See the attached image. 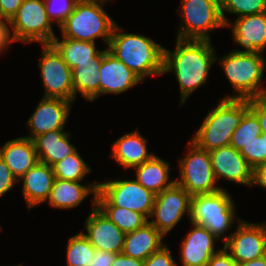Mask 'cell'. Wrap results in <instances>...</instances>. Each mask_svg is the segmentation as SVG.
Masks as SVG:
<instances>
[{"label": "cell", "mask_w": 266, "mask_h": 266, "mask_svg": "<svg viewBox=\"0 0 266 266\" xmlns=\"http://www.w3.org/2000/svg\"><path fill=\"white\" fill-rule=\"evenodd\" d=\"M99 73V97L107 94L121 95L143 82L107 49L103 52Z\"/></svg>", "instance_id": "cell-19"}, {"label": "cell", "mask_w": 266, "mask_h": 266, "mask_svg": "<svg viewBox=\"0 0 266 266\" xmlns=\"http://www.w3.org/2000/svg\"><path fill=\"white\" fill-rule=\"evenodd\" d=\"M231 31V38L236 47V52L255 53L266 51V12L244 15L226 25ZM242 48V49H240Z\"/></svg>", "instance_id": "cell-17"}, {"label": "cell", "mask_w": 266, "mask_h": 266, "mask_svg": "<svg viewBox=\"0 0 266 266\" xmlns=\"http://www.w3.org/2000/svg\"><path fill=\"white\" fill-rule=\"evenodd\" d=\"M206 266H237V262L222 248L217 254L211 257Z\"/></svg>", "instance_id": "cell-41"}, {"label": "cell", "mask_w": 266, "mask_h": 266, "mask_svg": "<svg viewBox=\"0 0 266 266\" xmlns=\"http://www.w3.org/2000/svg\"><path fill=\"white\" fill-rule=\"evenodd\" d=\"M52 170L55 178L78 182H87L86 175L92 172L78 150L53 164Z\"/></svg>", "instance_id": "cell-29"}, {"label": "cell", "mask_w": 266, "mask_h": 266, "mask_svg": "<svg viewBox=\"0 0 266 266\" xmlns=\"http://www.w3.org/2000/svg\"><path fill=\"white\" fill-rule=\"evenodd\" d=\"M78 0H44L47 15L52 24L59 28L73 12Z\"/></svg>", "instance_id": "cell-34"}, {"label": "cell", "mask_w": 266, "mask_h": 266, "mask_svg": "<svg viewBox=\"0 0 266 266\" xmlns=\"http://www.w3.org/2000/svg\"><path fill=\"white\" fill-rule=\"evenodd\" d=\"M99 182L96 206H118L143 214L149 219L156 194L145 189L135 178H107Z\"/></svg>", "instance_id": "cell-9"}, {"label": "cell", "mask_w": 266, "mask_h": 266, "mask_svg": "<svg viewBox=\"0 0 266 266\" xmlns=\"http://www.w3.org/2000/svg\"><path fill=\"white\" fill-rule=\"evenodd\" d=\"M117 254L96 249L90 266H112Z\"/></svg>", "instance_id": "cell-42"}, {"label": "cell", "mask_w": 266, "mask_h": 266, "mask_svg": "<svg viewBox=\"0 0 266 266\" xmlns=\"http://www.w3.org/2000/svg\"><path fill=\"white\" fill-rule=\"evenodd\" d=\"M226 189L191 196L188 219V222L207 228L222 244L232 234L230 230L235 223L242 220L236 213V200Z\"/></svg>", "instance_id": "cell-6"}, {"label": "cell", "mask_w": 266, "mask_h": 266, "mask_svg": "<svg viewBox=\"0 0 266 266\" xmlns=\"http://www.w3.org/2000/svg\"><path fill=\"white\" fill-rule=\"evenodd\" d=\"M171 251V248L166 243L144 261V266H179Z\"/></svg>", "instance_id": "cell-36"}, {"label": "cell", "mask_w": 266, "mask_h": 266, "mask_svg": "<svg viewBox=\"0 0 266 266\" xmlns=\"http://www.w3.org/2000/svg\"><path fill=\"white\" fill-rule=\"evenodd\" d=\"M164 47L148 35L124 32L117 23L107 50L144 82L152 76H163Z\"/></svg>", "instance_id": "cell-2"}, {"label": "cell", "mask_w": 266, "mask_h": 266, "mask_svg": "<svg viewBox=\"0 0 266 266\" xmlns=\"http://www.w3.org/2000/svg\"><path fill=\"white\" fill-rule=\"evenodd\" d=\"M86 183V184H85ZM99 182H78L54 179L49 199L46 201L51 208L73 210L92 195L96 198Z\"/></svg>", "instance_id": "cell-22"}, {"label": "cell", "mask_w": 266, "mask_h": 266, "mask_svg": "<svg viewBox=\"0 0 266 266\" xmlns=\"http://www.w3.org/2000/svg\"><path fill=\"white\" fill-rule=\"evenodd\" d=\"M91 199V212L84 222L85 230L80 231L95 249L122 253L126 234L96 206V198Z\"/></svg>", "instance_id": "cell-14"}, {"label": "cell", "mask_w": 266, "mask_h": 266, "mask_svg": "<svg viewBox=\"0 0 266 266\" xmlns=\"http://www.w3.org/2000/svg\"><path fill=\"white\" fill-rule=\"evenodd\" d=\"M212 169L219 184L221 180L245 187L252 186L253 169L241 153L231 145L209 151ZM220 180V181H219Z\"/></svg>", "instance_id": "cell-16"}, {"label": "cell", "mask_w": 266, "mask_h": 266, "mask_svg": "<svg viewBox=\"0 0 266 266\" xmlns=\"http://www.w3.org/2000/svg\"><path fill=\"white\" fill-rule=\"evenodd\" d=\"M108 3L113 2L107 0H78L73 12L58 28L61 36L95 43L100 38V41L105 45L104 47L107 48L117 24L116 20L106 11L105 7Z\"/></svg>", "instance_id": "cell-5"}, {"label": "cell", "mask_w": 266, "mask_h": 266, "mask_svg": "<svg viewBox=\"0 0 266 266\" xmlns=\"http://www.w3.org/2000/svg\"><path fill=\"white\" fill-rule=\"evenodd\" d=\"M23 0H0V17L11 21Z\"/></svg>", "instance_id": "cell-40"}, {"label": "cell", "mask_w": 266, "mask_h": 266, "mask_svg": "<svg viewBox=\"0 0 266 266\" xmlns=\"http://www.w3.org/2000/svg\"><path fill=\"white\" fill-rule=\"evenodd\" d=\"M179 176L176 183L191 196L209 194L223 189L215 178L209 151L201 149L190 139L183 158L178 159Z\"/></svg>", "instance_id": "cell-8"}, {"label": "cell", "mask_w": 266, "mask_h": 266, "mask_svg": "<svg viewBox=\"0 0 266 266\" xmlns=\"http://www.w3.org/2000/svg\"><path fill=\"white\" fill-rule=\"evenodd\" d=\"M237 266H266V255L252 261L237 263Z\"/></svg>", "instance_id": "cell-45"}, {"label": "cell", "mask_w": 266, "mask_h": 266, "mask_svg": "<svg viewBox=\"0 0 266 266\" xmlns=\"http://www.w3.org/2000/svg\"><path fill=\"white\" fill-rule=\"evenodd\" d=\"M261 134L262 130L257 116L249 109L244 114L239 126L234 130L230 145L240 151L243 145H246Z\"/></svg>", "instance_id": "cell-33"}, {"label": "cell", "mask_w": 266, "mask_h": 266, "mask_svg": "<svg viewBox=\"0 0 266 266\" xmlns=\"http://www.w3.org/2000/svg\"><path fill=\"white\" fill-rule=\"evenodd\" d=\"M216 63L220 65L233 90V94H225L223 98L249 100L264 96L266 91V85H264L266 57L264 53H244L230 50L222 56L216 54Z\"/></svg>", "instance_id": "cell-3"}, {"label": "cell", "mask_w": 266, "mask_h": 266, "mask_svg": "<svg viewBox=\"0 0 266 266\" xmlns=\"http://www.w3.org/2000/svg\"><path fill=\"white\" fill-rule=\"evenodd\" d=\"M112 266H144V261L128 257L123 253H118Z\"/></svg>", "instance_id": "cell-44"}, {"label": "cell", "mask_w": 266, "mask_h": 266, "mask_svg": "<svg viewBox=\"0 0 266 266\" xmlns=\"http://www.w3.org/2000/svg\"><path fill=\"white\" fill-rule=\"evenodd\" d=\"M102 59L103 53L92 64H78L72 69L74 102L80 94L85 102H94L99 98V69Z\"/></svg>", "instance_id": "cell-28"}, {"label": "cell", "mask_w": 266, "mask_h": 266, "mask_svg": "<svg viewBox=\"0 0 266 266\" xmlns=\"http://www.w3.org/2000/svg\"><path fill=\"white\" fill-rule=\"evenodd\" d=\"M70 139L71 132L65 129H56L35 137L33 142L39 162L52 166L76 152L78 148L70 142Z\"/></svg>", "instance_id": "cell-24"}, {"label": "cell", "mask_w": 266, "mask_h": 266, "mask_svg": "<svg viewBox=\"0 0 266 266\" xmlns=\"http://www.w3.org/2000/svg\"><path fill=\"white\" fill-rule=\"evenodd\" d=\"M62 55L63 60L72 70L76 65L92 64L107 49L97 48L95 42L78 41L56 36L51 43Z\"/></svg>", "instance_id": "cell-27"}, {"label": "cell", "mask_w": 266, "mask_h": 266, "mask_svg": "<svg viewBox=\"0 0 266 266\" xmlns=\"http://www.w3.org/2000/svg\"><path fill=\"white\" fill-rule=\"evenodd\" d=\"M175 40L174 49L164 47L163 75L176 77L180 106H184L195 90L209 82L217 51L209 40Z\"/></svg>", "instance_id": "cell-1"}, {"label": "cell", "mask_w": 266, "mask_h": 266, "mask_svg": "<svg viewBox=\"0 0 266 266\" xmlns=\"http://www.w3.org/2000/svg\"><path fill=\"white\" fill-rule=\"evenodd\" d=\"M191 195L177 183L156 194L148 222L165 238L178 223L190 216Z\"/></svg>", "instance_id": "cell-12"}, {"label": "cell", "mask_w": 266, "mask_h": 266, "mask_svg": "<svg viewBox=\"0 0 266 266\" xmlns=\"http://www.w3.org/2000/svg\"><path fill=\"white\" fill-rule=\"evenodd\" d=\"M249 166L254 170L260 164L266 162L265 138L262 135L255 137L239 151Z\"/></svg>", "instance_id": "cell-35"}, {"label": "cell", "mask_w": 266, "mask_h": 266, "mask_svg": "<svg viewBox=\"0 0 266 266\" xmlns=\"http://www.w3.org/2000/svg\"><path fill=\"white\" fill-rule=\"evenodd\" d=\"M220 7L224 24L227 25L231 22L228 14L238 18L266 12V0H220Z\"/></svg>", "instance_id": "cell-32"}, {"label": "cell", "mask_w": 266, "mask_h": 266, "mask_svg": "<svg viewBox=\"0 0 266 266\" xmlns=\"http://www.w3.org/2000/svg\"><path fill=\"white\" fill-rule=\"evenodd\" d=\"M251 187H259L266 191V162L253 170V183Z\"/></svg>", "instance_id": "cell-43"}, {"label": "cell", "mask_w": 266, "mask_h": 266, "mask_svg": "<svg viewBox=\"0 0 266 266\" xmlns=\"http://www.w3.org/2000/svg\"><path fill=\"white\" fill-rule=\"evenodd\" d=\"M213 106L190 138L198 147L207 151L230 145L234 130L250 109V99L220 98Z\"/></svg>", "instance_id": "cell-4"}, {"label": "cell", "mask_w": 266, "mask_h": 266, "mask_svg": "<svg viewBox=\"0 0 266 266\" xmlns=\"http://www.w3.org/2000/svg\"><path fill=\"white\" fill-rule=\"evenodd\" d=\"M0 156L17 179L39 162L33 140L23 135L0 144Z\"/></svg>", "instance_id": "cell-23"}, {"label": "cell", "mask_w": 266, "mask_h": 266, "mask_svg": "<svg viewBox=\"0 0 266 266\" xmlns=\"http://www.w3.org/2000/svg\"><path fill=\"white\" fill-rule=\"evenodd\" d=\"M262 137L265 138V146H266V132H262Z\"/></svg>", "instance_id": "cell-46"}, {"label": "cell", "mask_w": 266, "mask_h": 266, "mask_svg": "<svg viewBox=\"0 0 266 266\" xmlns=\"http://www.w3.org/2000/svg\"><path fill=\"white\" fill-rule=\"evenodd\" d=\"M3 266V265H2ZM5 266V265H4ZM13 266H23L22 263H19L17 265H13Z\"/></svg>", "instance_id": "cell-47"}, {"label": "cell", "mask_w": 266, "mask_h": 266, "mask_svg": "<svg viewBox=\"0 0 266 266\" xmlns=\"http://www.w3.org/2000/svg\"><path fill=\"white\" fill-rule=\"evenodd\" d=\"M10 26L14 41L25 45L51 44L56 37L44 0H23Z\"/></svg>", "instance_id": "cell-10"}, {"label": "cell", "mask_w": 266, "mask_h": 266, "mask_svg": "<svg viewBox=\"0 0 266 266\" xmlns=\"http://www.w3.org/2000/svg\"><path fill=\"white\" fill-rule=\"evenodd\" d=\"M38 69L44 94L42 97L61 98L74 102L72 70L52 44L41 45Z\"/></svg>", "instance_id": "cell-11"}, {"label": "cell", "mask_w": 266, "mask_h": 266, "mask_svg": "<svg viewBox=\"0 0 266 266\" xmlns=\"http://www.w3.org/2000/svg\"><path fill=\"white\" fill-rule=\"evenodd\" d=\"M190 229L180 243V261L182 266H206L211 257L220 249L216 248L221 241L207 228L189 222ZM217 249V250H216Z\"/></svg>", "instance_id": "cell-18"}, {"label": "cell", "mask_w": 266, "mask_h": 266, "mask_svg": "<svg viewBox=\"0 0 266 266\" xmlns=\"http://www.w3.org/2000/svg\"><path fill=\"white\" fill-rule=\"evenodd\" d=\"M13 43L16 42L12 36L10 21L0 17V54H5Z\"/></svg>", "instance_id": "cell-38"}, {"label": "cell", "mask_w": 266, "mask_h": 266, "mask_svg": "<svg viewBox=\"0 0 266 266\" xmlns=\"http://www.w3.org/2000/svg\"><path fill=\"white\" fill-rule=\"evenodd\" d=\"M164 236L149 222L125 235L122 253L145 261L166 244Z\"/></svg>", "instance_id": "cell-25"}, {"label": "cell", "mask_w": 266, "mask_h": 266, "mask_svg": "<svg viewBox=\"0 0 266 266\" xmlns=\"http://www.w3.org/2000/svg\"><path fill=\"white\" fill-rule=\"evenodd\" d=\"M179 26L176 38L183 40H209L215 29L226 28L220 0H180Z\"/></svg>", "instance_id": "cell-7"}, {"label": "cell", "mask_w": 266, "mask_h": 266, "mask_svg": "<svg viewBox=\"0 0 266 266\" xmlns=\"http://www.w3.org/2000/svg\"><path fill=\"white\" fill-rule=\"evenodd\" d=\"M72 101L61 98L42 97L26 121L28 135L33 140L38 135L56 129H65L72 110Z\"/></svg>", "instance_id": "cell-15"}, {"label": "cell", "mask_w": 266, "mask_h": 266, "mask_svg": "<svg viewBox=\"0 0 266 266\" xmlns=\"http://www.w3.org/2000/svg\"><path fill=\"white\" fill-rule=\"evenodd\" d=\"M221 246L237 263L252 261L265 256L266 221L253 223L242 219Z\"/></svg>", "instance_id": "cell-13"}, {"label": "cell", "mask_w": 266, "mask_h": 266, "mask_svg": "<svg viewBox=\"0 0 266 266\" xmlns=\"http://www.w3.org/2000/svg\"><path fill=\"white\" fill-rule=\"evenodd\" d=\"M54 179L52 166L42 162H38L18 179V183L21 182V193L29 211L46 203L49 199Z\"/></svg>", "instance_id": "cell-21"}, {"label": "cell", "mask_w": 266, "mask_h": 266, "mask_svg": "<svg viewBox=\"0 0 266 266\" xmlns=\"http://www.w3.org/2000/svg\"><path fill=\"white\" fill-rule=\"evenodd\" d=\"M66 249V266H90L96 252L81 231L68 238Z\"/></svg>", "instance_id": "cell-30"}, {"label": "cell", "mask_w": 266, "mask_h": 266, "mask_svg": "<svg viewBox=\"0 0 266 266\" xmlns=\"http://www.w3.org/2000/svg\"><path fill=\"white\" fill-rule=\"evenodd\" d=\"M148 141L138 128L126 132L110 144V158L123 170H132L156 154L149 152Z\"/></svg>", "instance_id": "cell-20"}, {"label": "cell", "mask_w": 266, "mask_h": 266, "mask_svg": "<svg viewBox=\"0 0 266 266\" xmlns=\"http://www.w3.org/2000/svg\"><path fill=\"white\" fill-rule=\"evenodd\" d=\"M250 110L257 116L262 132H266V99H250Z\"/></svg>", "instance_id": "cell-39"}, {"label": "cell", "mask_w": 266, "mask_h": 266, "mask_svg": "<svg viewBox=\"0 0 266 266\" xmlns=\"http://www.w3.org/2000/svg\"><path fill=\"white\" fill-rule=\"evenodd\" d=\"M170 169V162L155 154L150 160L132 170L139 184L158 194L176 183V179L170 176Z\"/></svg>", "instance_id": "cell-26"}, {"label": "cell", "mask_w": 266, "mask_h": 266, "mask_svg": "<svg viewBox=\"0 0 266 266\" xmlns=\"http://www.w3.org/2000/svg\"><path fill=\"white\" fill-rule=\"evenodd\" d=\"M125 234L133 232L148 223L141 213L118 206H97Z\"/></svg>", "instance_id": "cell-31"}, {"label": "cell", "mask_w": 266, "mask_h": 266, "mask_svg": "<svg viewBox=\"0 0 266 266\" xmlns=\"http://www.w3.org/2000/svg\"><path fill=\"white\" fill-rule=\"evenodd\" d=\"M17 183V177L11 172L10 168L0 156V198L12 191Z\"/></svg>", "instance_id": "cell-37"}]
</instances>
